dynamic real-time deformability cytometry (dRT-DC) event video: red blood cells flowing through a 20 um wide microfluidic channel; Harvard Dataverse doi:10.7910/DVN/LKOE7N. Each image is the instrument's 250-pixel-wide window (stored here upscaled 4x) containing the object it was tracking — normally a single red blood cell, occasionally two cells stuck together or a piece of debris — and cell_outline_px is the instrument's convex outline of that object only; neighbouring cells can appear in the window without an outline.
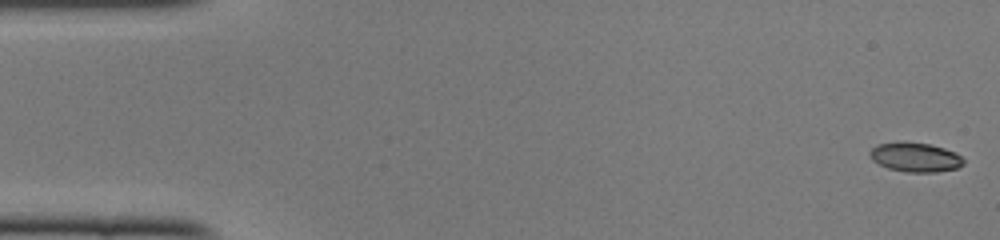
{"species": "common noctule bat (a hibernating species)", "species_latin": "Nyctalus noctula", "temperature_condition": "cold", "stored_images_in_passage": 47, "camera_frame_rate_fps": 3000, "um_per_image_px": 0.085, "animal": {"sex": "female", "body_mass_g": 22.0, "forearm_length_mm": 56.7}, "frame": {"image": 1, "passage_image": 1, "time_ms": 0.0, "image_size_px": [1000, 240], "cell_outline_px": [[964, 164], [956, 168], [936, 172], [904, 172], [888, 168], [872, 160], [868, 152], [876, 144], [900, 140], [928, 144], [944, 148], [956, 152], [964, 160]], "centroid_in_image_um": [77.76, 13.34], "position_along_channel_um": 7.2, "area_um2": 16.24}}
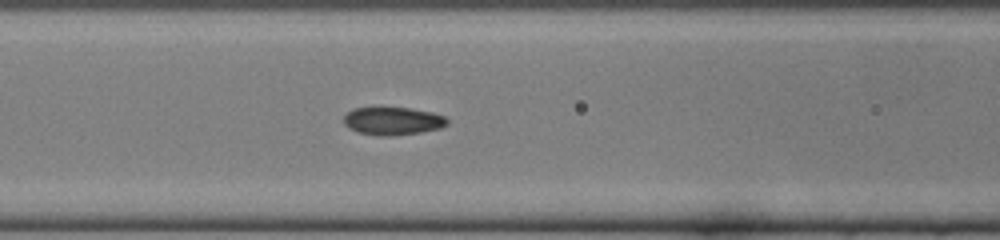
{"frame": {"image": 2, "passage_image": 20, "time_ms": 6.333, "image_size_px": [1000, 240], "cell_outline_px": [[448, 124], [440, 128], [420, 132], [392, 136], [376, 136], [356, 132], [348, 128], [344, 124], [344, 116], [348, 112], [356, 108], [408, 108], [432, 112], [444, 116], [448, 120]], "centroid_in_image_um": [33.37, 10.3], "position_along_channel_um": 133.2, "area_um2": 16.82}}
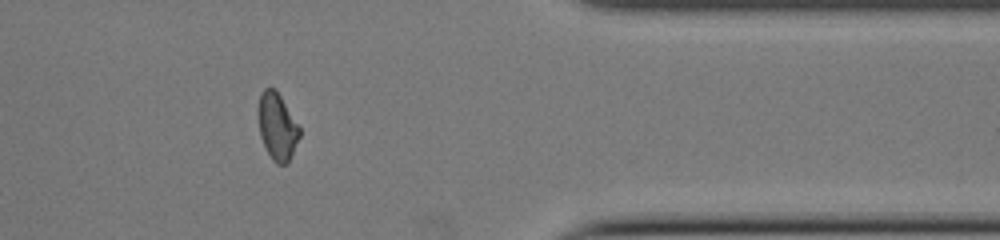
{"frame": {"image": 3, "passage_image": 40, "time_ms": 13.0, "image_size_px": [1000, 240], "cell_outline_px": [[300, 136], [288, 164], [276, 164], [272, 160], [260, 136], [256, 112], [260, 92], [264, 88], [276, 88], [300, 128]], "centroid_in_image_um": [23.53, 10.73], "position_along_channel_um": 387.9, "area_um2": 16.42}, "authors_computed_cell_mechanics": {"area_um2": 16.6464, "velocity_mm_per_s": 4.1145, "shape_relaxation_time_tau1_ms": 3.1638, "shape_relaxation_time_tau2_ms": 1.2999, "deformation_change_tau1": 0.1295, "deformation_change_tau2": 0.0542}}